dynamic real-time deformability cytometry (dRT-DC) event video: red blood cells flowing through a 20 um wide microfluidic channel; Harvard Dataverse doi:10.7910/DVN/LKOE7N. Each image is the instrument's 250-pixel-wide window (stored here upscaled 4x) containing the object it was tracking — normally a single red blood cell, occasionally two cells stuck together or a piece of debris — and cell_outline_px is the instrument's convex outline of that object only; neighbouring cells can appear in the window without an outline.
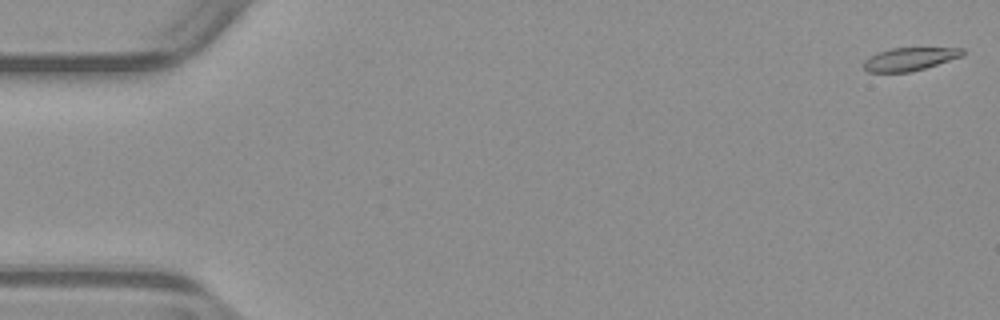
{"species": "common noctule bat (a hibernating species)", "species_latin": "Nyctalus noctula", "temperature_condition": "warm", "stored_images_in_passage": 53, "camera_frame_rate_fps": 3000, "um_per_image_px": 0.085, "animal": {"sex": "male", "body_mass_g": 23.1, "forearm_length_mm": 52.7}, "frame": {"image": 1, "passage_image": 1, "time_ms": 0.0, "image_size_px": [1000, 320], "cell_outline_px": [[964, 56], [924, 68], [908, 72], [868, 72], [864, 68], [864, 60], [880, 52], [892, 48], [964, 48]], "centroid_in_image_um": [77.36, 5.02], "position_along_channel_um": 7.6, "area_um2": 13.06}}
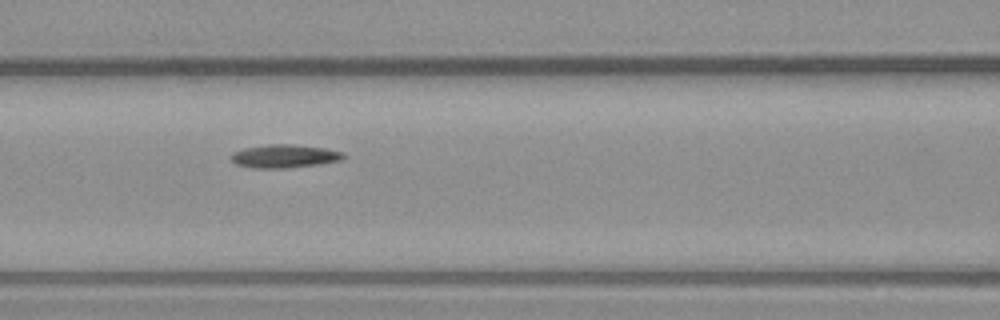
{"frame": {"image": 2, "passage_image": 23, "time_ms": 7.333, "image_size_px": [1000, 320], "cell_outline_px": [[344, 160], [320, 164], [288, 168], [252, 168], [236, 164], [232, 160], [232, 152], [244, 148], [268, 144], [292, 144], [324, 148], [344, 152]], "centroid_in_image_um": [24.2, 13.28], "position_along_channel_um": 142.4, "area_um2": 15.32}}
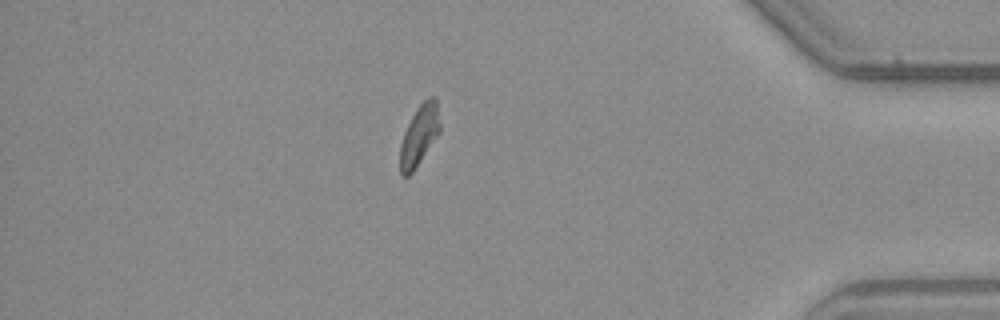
{"frame": {"image": 3, "passage_image": 46, "time_ms": 15.0, "image_size_px": [1000, 320], "cell_outline_px": [[440, 132], [412, 172], [408, 176], [400, 176], [400, 144], [404, 132], [416, 108], [428, 96], [436, 96], [440, 124]], "centroid_in_image_um": [35.64, 11.47], "position_along_channel_um": 399.6, "area_um2": 13.99}}